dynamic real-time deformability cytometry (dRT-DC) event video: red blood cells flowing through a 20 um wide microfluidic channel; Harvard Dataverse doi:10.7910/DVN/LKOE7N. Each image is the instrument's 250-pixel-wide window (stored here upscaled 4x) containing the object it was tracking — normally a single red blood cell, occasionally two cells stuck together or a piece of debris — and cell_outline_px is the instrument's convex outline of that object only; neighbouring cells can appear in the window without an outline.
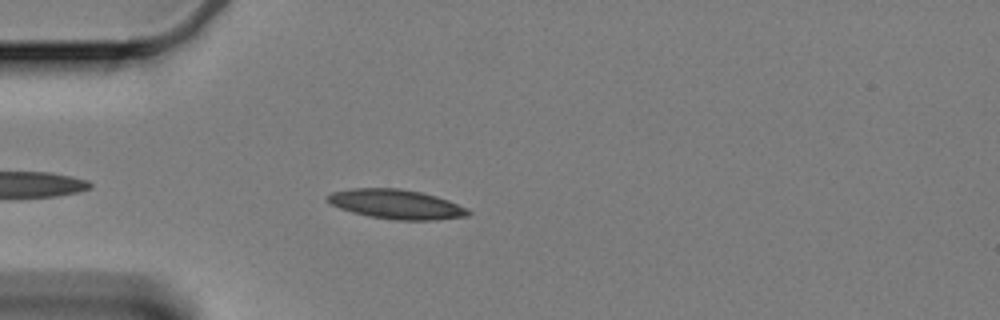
{"species": "Egyptian fruit bat (a non-hibernating species)", "species_latin": "Rousettus aegyptiacus", "temperature_condition": "cold", "stored_images_in_passage": 25, "camera_frame_rate_fps": 3000, "um_per_image_px": 0.085, "animal": {"sex": "female"}, "frame": {"image": 1, "passage_image": 5, "time_ms": 1.333, "image_size_px": [1000, 320], "cell_outline_px": [[472, 212], [468, 216], [436, 220], [396, 220], [368, 216], [352, 212], [340, 208], [324, 200], [324, 196], [332, 192], [352, 188], [400, 188], [420, 192], [436, 196], [448, 200], [468, 208]], "centroid_in_image_um": [33.67, 17.36], "position_along_channel_um": 51.3, "area_um2": 24.33}}
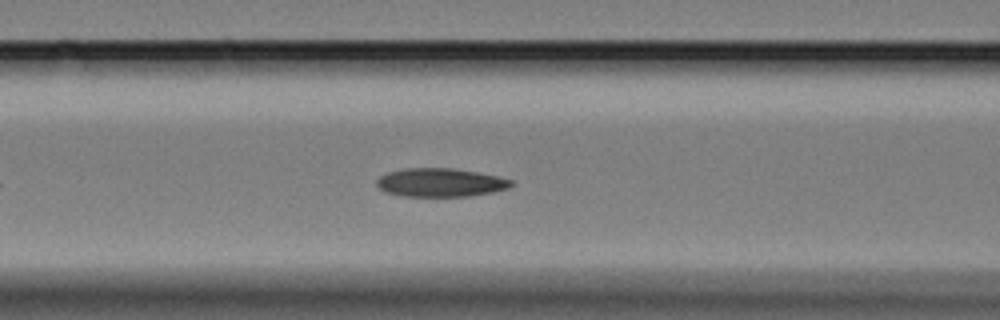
{"frame": {"image": 2, "passage_image": 13, "time_ms": 4.0, "image_size_px": [1000, 320], "cell_outline_px": [[516, 184], [508, 188], [492, 192], [472, 196], [400, 196], [384, 192], [376, 184], [376, 180], [380, 176], [388, 172], [404, 168], [452, 168], [500, 176], [512, 180]], "centroid_in_image_um": [37.45, 15.51], "position_along_channel_um": 129.2, "area_um2": 22.54}}
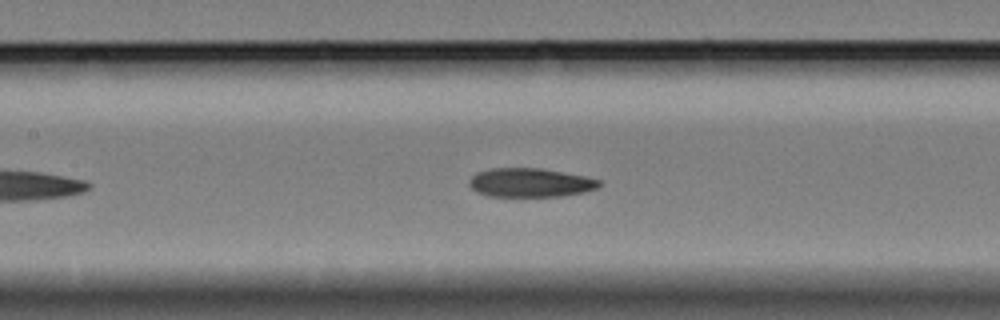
{"frame": {"image": 3, "passage_image": 16, "time_ms": 5.0, "image_size_px": [1000, 320], "cell_outline_px": [[600, 184], [596, 188], [584, 192], [560, 196], [488, 196], [476, 192], [468, 184], [468, 180], [476, 172], [492, 168], [540, 168], [584, 176], [600, 180]], "centroid_in_image_um": [45.02, 15.52], "position_along_channel_um": 162.4, "area_um2": 21.79}}